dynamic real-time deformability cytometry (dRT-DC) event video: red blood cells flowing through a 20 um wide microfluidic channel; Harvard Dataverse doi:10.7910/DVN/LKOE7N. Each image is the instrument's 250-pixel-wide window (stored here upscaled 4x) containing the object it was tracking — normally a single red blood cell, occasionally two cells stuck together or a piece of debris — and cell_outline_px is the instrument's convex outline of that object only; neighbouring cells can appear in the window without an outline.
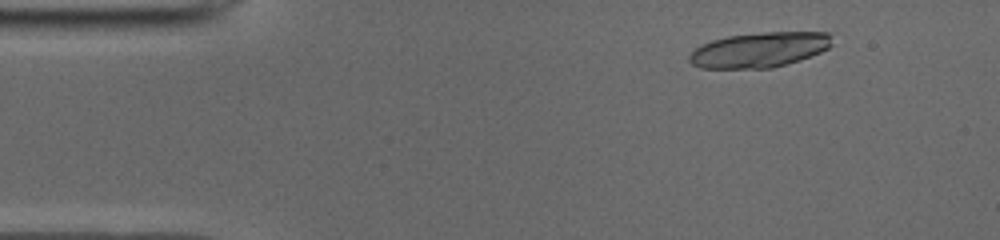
{"species": "common noctule bat (a hibernating species)", "species_latin": "Nyctalus noctula", "temperature_condition": "cold", "stored_images_in_passage": 14, "camera_frame_rate_fps": 3000, "um_per_image_px": 0.085, "animal": {"sex": "male", "body_mass_g": 19.0, "forearm_length_mm": 50.8}, "frame": {"image": 1, "passage_image": 4, "time_ms": 1.0, "image_size_px": [1000, 240], "cell_outline_px": [[832, 44], [828, 48], [820, 52], [800, 60], [772, 68], [700, 68], [692, 64], [688, 60], [688, 56], [696, 48], [712, 40], [728, 36], [764, 32], [828, 32]], "centroid_in_image_um": [64.54, 4.24], "position_along_channel_um": 20.5, "area_um2": 29.02}}